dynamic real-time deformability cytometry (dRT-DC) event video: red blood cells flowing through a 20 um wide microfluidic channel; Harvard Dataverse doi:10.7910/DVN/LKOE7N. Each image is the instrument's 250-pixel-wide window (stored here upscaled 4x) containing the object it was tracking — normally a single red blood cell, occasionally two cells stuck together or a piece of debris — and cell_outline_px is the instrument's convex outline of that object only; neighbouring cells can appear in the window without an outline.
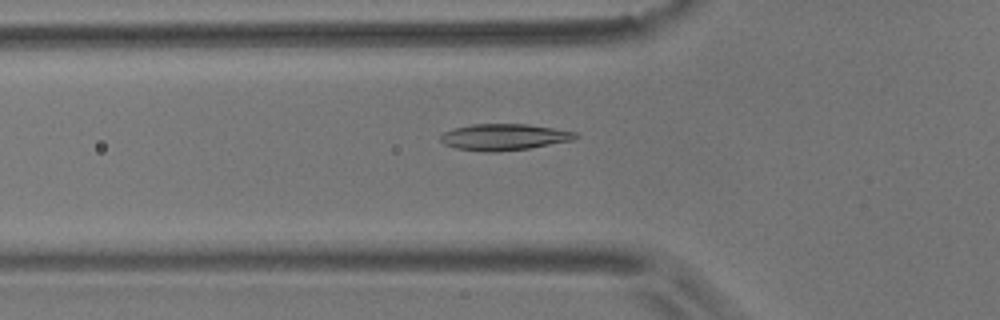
{"species": "common noctule bat (a hibernating species)", "species_latin": "Nyctalus noctula", "temperature_condition": "room temperature", "stored_images_in_passage": 39, "camera_frame_rate_fps": 3000, "um_per_image_px": 0.085, "animal": {"sex": "male", "body_mass_g": 17.9}, "frame": {"image": 1, "passage_image": 2, "time_ms": 0.333, "image_size_px": [1000, 320], "cell_outline_px": [[580, 136], [572, 140], [528, 148], [496, 152], [484, 152], [456, 148], [444, 144], [440, 140], [440, 136], [444, 132], [456, 128], [472, 124], [528, 124], [576, 132]], "centroid_in_image_um": [42.83, 11.65], "position_along_channel_um": 83.0, "area_um2": 20.58}}
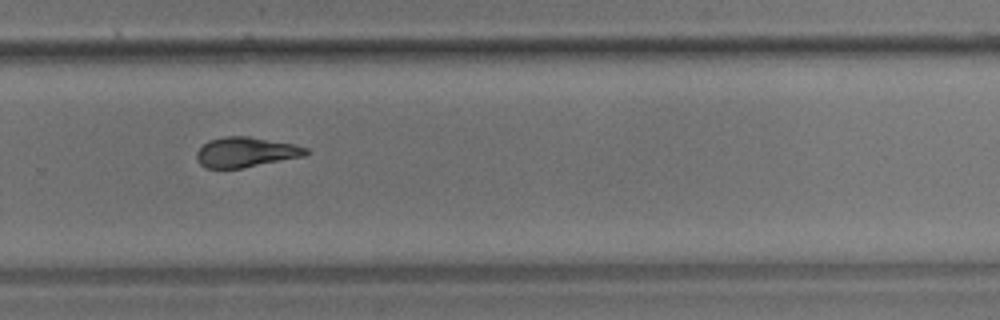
{"frame": {"image": 2, "passage_image": 21, "time_ms": 6.667, "image_size_px": [1000, 320], "cell_outline_px": [[308, 152], [304, 156], [244, 168], [204, 168], [196, 160], [196, 152], [208, 140], [224, 136], [248, 136], [292, 144], [308, 148]], "centroid_in_image_um": [20.85, 12.94], "position_along_channel_um": 308.9, "area_um2": 19.13}}
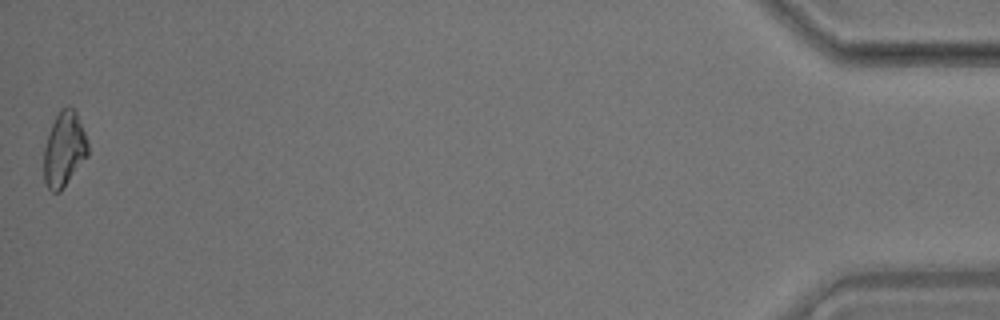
{"frame": {"image": 3, "passage_image": 39, "time_ms": 12.667, "image_size_px": [1000, 320], "cell_outline_px": [[88, 156], [60, 192], [52, 192], [48, 188], [44, 180], [44, 148], [52, 124], [60, 108], [68, 104], [76, 112], [88, 140]], "centroid_in_image_um": [5.46, 12.68], "position_along_channel_um": 429.7, "area_um2": 19.25}, "authors_computed_cell_mechanics": {"area_um2": 19.4208, "velocity_mm_per_s": 3.5619, "shape_relaxation_time_tau1_ms": 7.4632, "shape_relaxation_time_tau2_ms": 2.7767, "deformation_change_tau1": 0.1592, "deformation_change_tau2": 0.0865}}